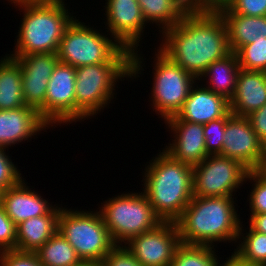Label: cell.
Segmentation results:
<instances>
[{
    "instance_id": "obj_1",
    "label": "cell",
    "mask_w": 266,
    "mask_h": 266,
    "mask_svg": "<svg viewBox=\"0 0 266 266\" xmlns=\"http://www.w3.org/2000/svg\"><path fill=\"white\" fill-rule=\"evenodd\" d=\"M161 35L158 48L197 79L213 62L231 53L225 21L215 8L190 9Z\"/></svg>"
},
{
    "instance_id": "obj_2",
    "label": "cell",
    "mask_w": 266,
    "mask_h": 266,
    "mask_svg": "<svg viewBox=\"0 0 266 266\" xmlns=\"http://www.w3.org/2000/svg\"><path fill=\"white\" fill-rule=\"evenodd\" d=\"M234 197H195L175 221L180 242L215 246L214 242L238 243L241 219Z\"/></svg>"
},
{
    "instance_id": "obj_3",
    "label": "cell",
    "mask_w": 266,
    "mask_h": 266,
    "mask_svg": "<svg viewBox=\"0 0 266 266\" xmlns=\"http://www.w3.org/2000/svg\"><path fill=\"white\" fill-rule=\"evenodd\" d=\"M143 190L162 222H175L193 198V166L160 150L145 167Z\"/></svg>"
},
{
    "instance_id": "obj_4",
    "label": "cell",
    "mask_w": 266,
    "mask_h": 266,
    "mask_svg": "<svg viewBox=\"0 0 266 266\" xmlns=\"http://www.w3.org/2000/svg\"><path fill=\"white\" fill-rule=\"evenodd\" d=\"M11 4L21 9L20 12L23 11V18L15 41V50L8 55L57 53L65 29L75 18L68 11L64 0Z\"/></svg>"
},
{
    "instance_id": "obj_5",
    "label": "cell",
    "mask_w": 266,
    "mask_h": 266,
    "mask_svg": "<svg viewBox=\"0 0 266 266\" xmlns=\"http://www.w3.org/2000/svg\"><path fill=\"white\" fill-rule=\"evenodd\" d=\"M85 24L75 16L65 29L57 51L59 62L74 68L100 63H131L129 49L109 33L104 35Z\"/></svg>"
},
{
    "instance_id": "obj_6",
    "label": "cell",
    "mask_w": 266,
    "mask_h": 266,
    "mask_svg": "<svg viewBox=\"0 0 266 266\" xmlns=\"http://www.w3.org/2000/svg\"><path fill=\"white\" fill-rule=\"evenodd\" d=\"M75 71L76 122H81L109 107L117 82L131 78V63H100Z\"/></svg>"
},
{
    "instance_id": "obj_7",
    "label": "cell",
    "mask_w": 266,
    "mask_h": 266,
    "mask_svg": "<svg viewBox=\"0 0 266 266\" xmlns=\"http://www.w3.org/2000/svg\"><path fill=\"white\" fill-rule=\"evenodd\" d=\"M114 196L101 203L99 212L115 245H124L132 237L162 223L144 192Z\"/></svg>"
},
{
    "instance_id": "obj_8",
    "label": "cell",
    "mask_w": 266,
    "mask_h": 266,
    "mask_svg": "<svg viewBox=\"0 0 266 266\" xmlns=\"http://www.w3.org/2000/svg\"><path fill=\"white\" fill-rule=\"evenodd\" d=\"M58 232L83 262H102L115 246L98 210L79 211L62 207Z\"/></svg>"
},
{
    "instance_id": "obj_9",
    "label": "cell",
    "mask_w": 266,
    "mask_h": 266,
    "mask_svg": "<svg viewBox=\"0 0 266 266\" xmlns=\"http://www.w3.org/2000/svg\"><path fill=\"white\" fill-rule=\"evenodd\" d=\"M151 107L164 121L182 109L198 79L173 62L160 49L155 50ZM197 80V81H196Z\"/></svg>"
},
{
    "instance_id": "obj_10",
    "label": "cell",
    "mask_w": 266,
    "mask_h": 266,
    "mask_svg": "<svg viewBox=\"0 0 266 266\" xmlns=\"http://www.w3.org/2000/svg\"><path fill=\"white\" fill-rule=\"evenodd\" d=\"M106 24L109 34L131 51V79L142 74L143 56L138 46L147 26L137 0H105ZM144 29V30H143ZM143 33V34H142ZM134 77V78H132Z\"/></svg>"
},
{
    "instance_id": "obj_11",
    "label": "cell",
    "mask_w": 266,
    "mask_h": 266,
    "mask_svg": "<svg viewBox=\"0 0 266 266\" xmlns=\"http://www.w3.org/2000/svg\"><path fill=\"white\" fill-rule=\"evenodd\" d=\"M249 170L239 161L220 155H208L193 166V196L233 197L243 186Z\"/></svg>"
},
{
    "instance_id": "obj_12",
    "label": "cell",
    "mask_w": 266,
    "mask_h": 266,
    "mask_svg": "<svg viewBox=\"0 0 266 266\" xmlns=\"http://www.w3.org/2000/svg\"><path fill=\"white\" fill-rule=\"evenodd\" d=\"M180 244L175 222H162L153 230L132 237L124 246L142 266H170Z\"/></svg>"
},
{
    "instance_id": "obj_13",
    "label": "cell",
    "mask_w": 266,
    "mask_h": 266,
    "mask_svg": "<svg viewBox=\"0 0 266 266\" xmlns=\"http://www.w3.org/2000/svg\"><path fill=\"white\" fill-rule=\"evenodd\" d=\"M75 79L73 66L57 63L45 96V122L49 126L76 122Z\"/></svg>"
},
{
    "instance_id": "obj_14",
    "label": "cell",
    "mask_w": 266,
    "mask_h": 266,
    "mask_svg": "<svg viewBox=\"0 0 266 266\" xmlns=\"http://www.w3.org/2000/svg\"><path fill=\"white\" fill-rule=\"evenodd\" d=\"M9 56L21 65L25 105L36 109L45 121V96L49 78L59 62L57 53Z\"/></svg>"
},
{
    "instance_id": "obj_15",
    "label": "cell",
    "mask_w": 266,
    "mask_h": 266,
    "mask_svg": "<svg viewBox=\"0 0 266 266\" xmlns=\"http://www.w3.org/2000/svg\"><path fill=\"white\" fill-rule=\"evenodd\" d=\"M220 156L239 161L249 171L261 166V139L247 117L232 115L228 119Z\"/></svg>"
},
{
    "instance_id": "obj_16",
    "label": "cell",
    "mask_w": 266,
    "mask_h": 266,
    "mask_svg": "<svg viewBox=\"0 0 266 266\" xmlns=\"http://www.w3.org/2000/svg\"><path fill=\"white\" fill-rule=\"evenodd\" d=\"M164 123L173 133V139L163 150L173 159L195 166L208 156L202 124L180 120L176 115Z\"/></svg>"
},
{
    "instance_id": "obj_17",
    "label": "cell",
    "mask_w": 266,
    "mask_h": 266,
    "mask_svg": "<svg viewBox=\"0 0 266 266\" xmlns=\"http://www.w3.org/2000/svg\"><path fill=\"white\" fill-rule=\"evenodd\" d=\"M50 126L29 106L0 110V147L6 148L32 139Z\"/></svg>"
},
{
    "instance_id": "obj_18",
    "label": "cell",
    "mask_w": 266,
    "mask_h": 266,
    "mask_svg": "<svg viewBox=\"0 0 266 266\" xmlns=\"http://www.w3.org/2000/svg\"><path fill=\"white\" fill-rule=\"evenodd\" d=\"M191 88L182 109L177 113L180 120L205 125L224 117L230 111L229 101L222 95L205 88L203 84Z\"/></svg>"
},
{
    "instance_id": "obj_19",
    "label": "cell",
    "mask_w": 266,
    "mask_h": 266,
    "mask_svg": "<svg viewBox=\"0 0 266 266\" xmlns=\"http://www.w3.org/2000/svg\"><path fill=\"white\" fill-rule=\"evenodd\" d=\"M25 183L23 178L1 193L0 203L16 226L27 219L46 215L54 207Z\"/></svg>"
},
{
    "instance_id": "obj_20",
    "label": "cell",
    "mask_w": 266,
    "mask_h": 266,
    "mask_svg": "<svg viewBox=\"0 0 266 266\" xmlns=\"http://www.w3.org/2000/svg\"><path fill=\"white\" fill-rule=\"evenodd\" d=\"M233 115L247 117L266 104V72L240 69L236 89L229 101Z\"/></svg>"
},
{
    "instance_id": "obj_21",
    "label": "cell",
    "mask_w": 266,
    "mask_h": 266,
    "mask_svg": "<svg viewBox=\"0 0 266 266\" xmlns=\"http://www.w3.org/2000/svg\"><path fill=\"white\" fill-rule=\"evenodd\" d=\"M214 8L225 21L231 52L236 53L242 46L266 39V16L235 14L224 3Z\"/></svg>"
},
{
    "instance_id": "obj_22",
    "label": "cell",
    "mask_w": 266,
    "mask_h": 266,
    "mask_svg": "<svg viewBox=\"0 0 266 266\" xmlns=\"http://www.w3.org/2000/svg\"><path fill=\"white\" fill-rule=\"evenodd\" d=\"M56 205L46 215L27 219L17 225L16 250L36 252L58 231L62 206Z\"/></svg>"
},
{
    "instance_id": "obj_23",
    "label": "cell",
    "mask_w": 266,
    "mask_h": 266,
    "mask_svg": "<svg viewBox=\"0 0 266 266\" xmlns=\"http://www.w3.org/2000/svg\"><path fill=\"white\" fill-rule=\"evenodd\" d=\"M239 72L240 66L237 55L231 52L225 58L215 61L208 66L198 81H205L208 78L209 82L206 81V84H204L205 88L222 95L230 101L236 89ZM207 83L209 84L207 85Z\"/></svg>"
},
{
    "instance_id": "obj_24",
    "label": "cell",
    "mask_w": 266,
    "mask_h": 266,
    "mask_svg": "<svg viewBox=\"0 0 266 266\" xmlns=\"http://www.w3.org/2000/svg\"><path fill=\"white\" fill-rule=\"evenodd\" d=\"M24 106L21 65L6 54L0 59V110Z\"/></svg>"
},
{
    "instance_id": "obj_25",
    "label": "cell",
    "mask_w": 266,
    "mask_h": 266,
    "mask_svg": "<svg viewBox=\"0 0 266 266\" xmlns=\"http://www.w3.org/2000/svg\"><path fill=\"white\" fill-rule=\"evenodd\" d=\"M146 23L156 24L160 34L179 23L190 8L182 0H137Z\"/></svg>"
},
{
    "instance_id": "obj_26",
    "label": "cell",
    "mask_w": 266,
    "mask_h": 266,
    "mask_svg": "<svg viewBox=\"0 0 266 266\" xmlns=\"http://www.w3.org/2000/svg\"><path fill=\"white\" fill-rule=\"evenodd\" d=\"M35 253L42 266H79L83 263L58 231Z\"/></svg>"
},
{
    "instance_id": "obj_27",
    "label": "cell",
    "mask_w": 266,
    "mask_h": 266,
    "mask_svg": "<svg viewBox=\"0 0 266 266\" xmlns=\"http://www.w3.org/2000/svg\"><path fill=\"white\" fill-rule=\"evenodd\" d=\"M242 223L243 221L238 233V240H240L234 251L250 264L255 266L266 265V234L256 232L250 226L248 228L249 231L244 233Z\"/></svg>"
},
{
    "instance_id": "obj_28",
    "label": "cell",
    "mask_w": 266,
    "mask_h": 266,
    "mask_svg": "<svg viewBox=\"0 0 266 266\" xmlns=\"http://www.w3.org/2000/svg\"><path fill=\"white\" fill-rule=\"evenodd\" d=\"M217 257L214 246L181 243L170 266H215Z\"/></svg>"
},
{
    "instance_id": "obj_29",
    "label": "cell",
    "mask_w": 266,
    "mask_h": 266,
    "mask_svg": "<svg viewBox=\"0 0 266 266\" xmlns=\"http://www.w3.org/2000/svg\"><path fill=\"white\" fill-rule=\"evenodd\" d=\"M236 55L240 69L266 72V39L242 46Z\"/></svg>"
},
{
    "instance_id": "obj_30",
    "label": "cell",
    "mask_w": 266,
    "mask_h": 266,
    "mask_svg": "<svg viewBox=\"0 0 266 266\" xmlns=\"http://www.w3.org/2000/svg\"><path fill=\"white\" fill-rule=\"evenodd\" d=\"M232 115L229 111L224 117L203 125L207 155H220L223 150L225 126Z\"/></svg>"
},
{
    "instance_id": "obj_31",
    "label": "cell",
    "mask_w": 266,
    "mask_h": 266,
    "mask_svg": "<svg viewBox=\"0 0 266 266\" xmlns=\"http://www.w3.org/2000/svg\"><path fill=\"white\" fill-rule=\"evenodd\" d=\"M250 180V181H249ZM253 180V181H252ZM245 181L253 187L249 199L250 215L266 213V179L257 171H249Z\"/></svg>"
},
{
    "instance_id": "obj_32",
    "label": "cell",
    "mask_w": 266,
    "mask_h": 266,
    "mask_svg": "<svg viewBox=\"0 0 266 266\" xmlns=\"http://www.w3.org/2000/svg\"><path fill=\"white\" fill-rule=\"evenodd\" d=\"M6 148L0 147V192L15 186L22 180L21 171L12 162Z\"/></svg>"
},
{
    "instance_id": "obj_33",
    "label": "cell",
    "mask_w": 266,
    "mask_h": 266,
    "mask_svg": "<svg viewBox=\"0 0 266 266\" xmlns=\"http://www.w3.org/2000/svg\"><path fill=\"white\" fill-rule=\"evenodd\" d=\"M16 232L17 226L0 203V252L16 250Z\"/></svg>"
},
{
    "instance_id": "obj_34",
    "label": "cell",
    "mask_w": 266,
    "mask_h": 266,
    "mask_svg": "<svg viewBox=\"0 0 266 266\" xmlns=\"http://www.w3.org/2000/svg\"><path fill=\"white\" fill-rule=\"evenodd\" d=\"M233 13L246 16H266V0H225Z\"/></svg>"
},
{
    "instance_id": "obj_35",
    "label": "cell",
    "mask_w": 266,
    "mask_h": 266,
    "mask_svg": "<svg viewBox=\"0 0 266 266\" xmlns=\"http://www.w3.org/2000/svg\"><path fill=\"white\" fill-rule=\"evenodd\" d=\"M0 266H42L35 252H0Z\"/></svg>"
},
{
    "instance_id": "obj_36",
    "label": "cell",
    "mask_w": 266,
    "mask_h": 266,
    "mask_svg": "<svg viewBox=\"0 0 266 266\" xmlns=\"http://www.w3.org/2000/svg\"><path fill=\"white\" fill-rule=\"evenodd\" d=\"M101 263L104 266H142L124 245H115Z\"/></svg>"
},
{
    "instance_id": "obj_37",
    "label": "cell",
    "mask_w": 266,
    "mask_h": 266,
    "mask_svg": "<svg viewBox=\"0 0 266 266\" xmlns=\"http://www.w3.org/2000/svg\"><path fill=\"white\" fill-rule=\"evenodd\" d=\"M254 132L260 139L266 136V104L247 116Z\"/></svg>"
},
{
    "instance_id": "obj_38",
    "label": "cell",
    "mask_w": 266,
    "mask_h": 266,
    "mask_svg": "<svg viewBox=\"0 0 266 266\" xmlns=\"http://www.w3.org/2000/svg\"><path fill=\"white\" fill-rule=\"evenodd\" d=\"M248 222L254 231L266 234V213L250 215Z\"/></svg>"
},
{
    "instance_id": "obj_39",
    "label": "cell",
    "mask_w": 266,
    "mask_h": 266,
    "mask_svg": "<svg viewBox=\"0 0 266 266\" xmlns=\"http://www.w3.org/2000/svg\"><path fill=\"white\" fill-rule=\"evenodd\" d=\"M233 252L232 255L229 256V258H225L226 260L224 261V263L221 262L222 264L218 259L215 266H255L253 264L244 261L235 251Z\"/></svg>"
},
{
    "instance_id": "obj_40",
    "label": "cell",
    "mask_w": 266,
    "mask_h": 266,
    "mask_svg": "<svg viewBox=\"0 0 266 266\" xmlns=\"http://www.w3.org/2000/svg\"><path fill=\"white\" fill-rule=\"evenodd\" d=\"M225 0H198V9L214 8L217 4L223 3Z\"/></svg>"
},
{
    "instance_id": "obj_41",
    "label": "cell",
    "mask_w": 266,
    "mask_h": 266,
    "mask_svg": "<svg viewBox=\"0 0 266 266\" xmlns=\"http://www.w3.org/2000/svg\"><path fill=\"white\" fill-rule=\"evenodd\" d=\"M262 161H266V136L261 139Z\"/></svg>"
},
{
    "instance_id": "obj_42",
    "label": "cell",
    "mask_w": 266,
    "mask_h": 266,
    "mask_svg": "<svg viewBox=\"0 0 266 266\" xmlns=\"http://www.w3.org/2000/svg\"><path fill=\"white\" fill-rule=\"evenodd\" d=\"M190 9H198V0H182Z\"/></svg>"
},
{
    "instance_id": "obj_43",
    "label": "cell",
    "mask_w": 266,
    "mask_h": 266,
    "mask_svg": "<svg viewBox=\"0 0 266 266\" xmlns=\"http://www.w3.org/2000/svg\"><path fill=\"white\" fill-rule=\"evenodd\" d=\"M257 171L266 179V161H262Z\"/></svg>"
},
{
    "instance_id": "obj_44",
    "label": "cell",
    "mask_w": 266,
    "mask_h": 266,
    "mask_svg": "<svg viewBox=\"0 0 266 266\" xmlns=\"http://www.w3.org/2000/svg\"><path fill=\"white\" fill-rule=\"evenodd\" d=\"M79 266H104L101 262H83Z\"/></svg>"
},
{
    "instance_id": "obj_45",
    "label": "cell",
    "mask_w": 266,
    "mask_h": 266,
    "mask_svg": "<svg viewBox=\"0 0 266 266\" xmlns=\"http://www.w3.org/2000/svg\"><path fill=\"white\" fill-rule=\"evenodd\" d=\"M25 1H57V0H9L8 3H18V2H25Z\"/></svg>"
}]
</instances>
